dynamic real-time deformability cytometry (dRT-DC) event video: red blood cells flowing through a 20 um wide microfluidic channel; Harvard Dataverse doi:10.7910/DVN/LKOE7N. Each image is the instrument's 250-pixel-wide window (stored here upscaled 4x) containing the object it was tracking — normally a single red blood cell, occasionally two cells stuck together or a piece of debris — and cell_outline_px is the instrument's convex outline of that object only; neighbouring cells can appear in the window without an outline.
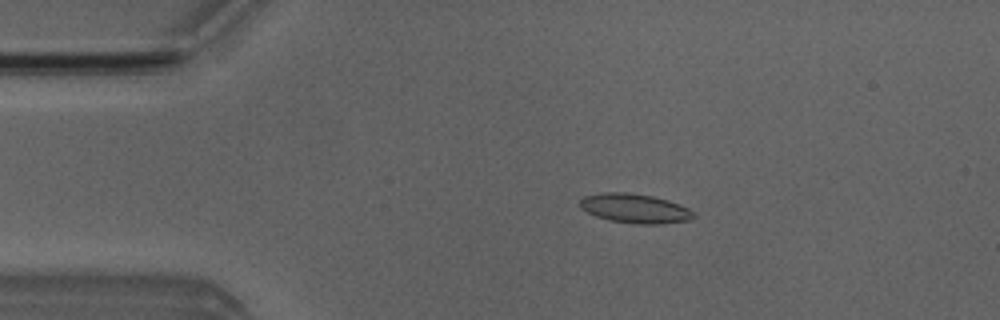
{"species": "Egyptian fruit bat (a non-hibernating species)", "species_latin": "Rousettus aegyptiacus", "temperature_condition": "room temperature", "stored_images_in_passage": 4, "camera_frame_rate_fps": 3000, "um_per_image_px": 0.085, "animal": {"sex": "male"}, "frame": {"image": 1, "passage_image": 3, "time_ms": 2.333, "image_size_px": [1000, 320], "cell_outline_px": [[692, 216], [688, 220], [660, 224], [632, 224], [608, 220], [596, 216], [580, 208], [580, 200], [584, 196], [604, 192], [628, 192], [652, 196], [668, 200], [680, 204], [688, 208], [692, 212]], "centroid_in_image_um": [53.92, 17.71], "position_along_channel_um": 31.1, "area_um2": 19.36}}